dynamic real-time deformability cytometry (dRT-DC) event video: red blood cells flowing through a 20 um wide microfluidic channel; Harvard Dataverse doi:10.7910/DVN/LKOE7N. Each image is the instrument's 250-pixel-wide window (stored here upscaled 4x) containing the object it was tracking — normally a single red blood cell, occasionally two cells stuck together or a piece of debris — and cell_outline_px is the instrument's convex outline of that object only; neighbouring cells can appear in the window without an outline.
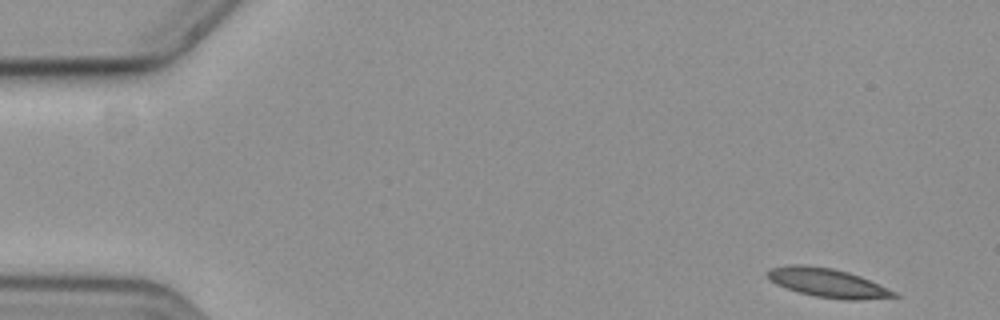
{"species": "common noctule bat (a hibernating species)", "species_latin": "Nyctalus noctula", "temperature_condition": "cold", "stored_images_in_passage": 55, "camera_frame_rate_fps": 3000, "um_per_image_px": 0.085, "animal": {"sex": "female", "body_mass_g": 19.3, "forearm_length_mm": 54.1}, "frame": {"image": 1, "passage_image": 1, "time_ms": 0.0, "image_size_px": [1000, 320], "cell_outline_px": [[900, 296], [860, 300], [844, 300], [816, 296], [800, 292], [776, 284], [768, 280], [764, 272], [772, 268], [788, 264], [804, 264], [832, 268], [848, 272], [860, 276], [896, 292]], "centroid_in_image_um": [70.3, 24.03], "position_along_channel_um": 14.7, "area_um2": 21.27}}
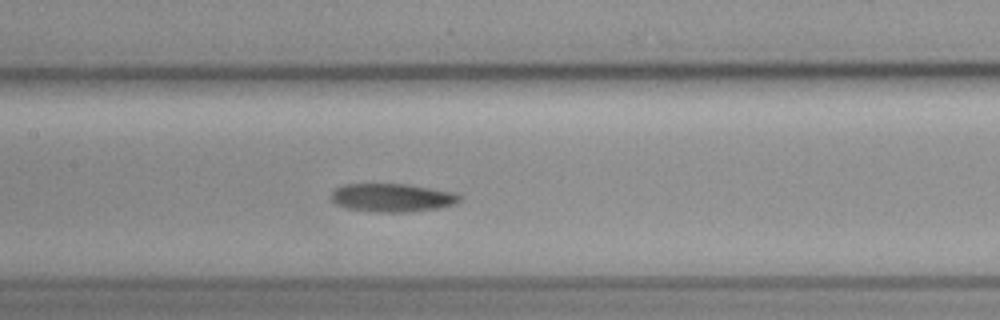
{"frame": {"image": 2, "passage_image": 25, "time_ms": 8.0, "image_size_px": [1000, 320], "cell_outline_px": [[460, 200], [456, 204], [440, 208], [400, 212], [376, 212], [344, 208], [336, 204], [328, 196], [336, 188], [344, 184], [408, 184], [456, 192], [460, 196]], "centroid_in_image_um": [33.32, 16.8], "position_along_channel_um": 174.1, "area_um2": 21.39}}
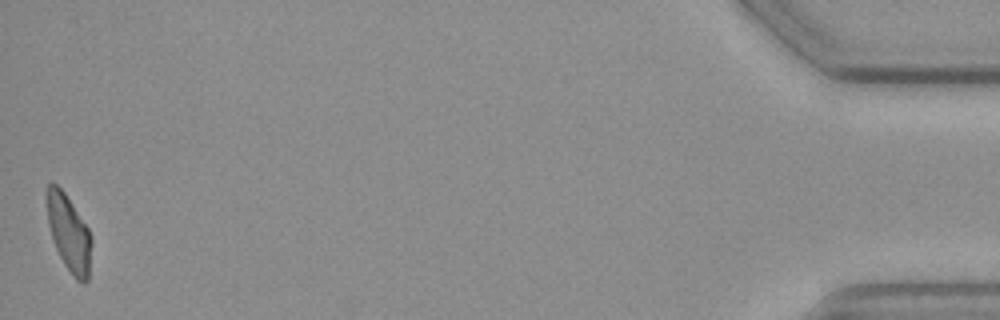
{"frame": {"image": 3, "passage_image": 55, "time_ms": 18.0, "image_size_px": [1000, 320], "cell_outline_px": [[92, 244], [88, 280], [84, 284], [76, 280], [72, 276], [64, 264], [52, 240], [48, 224], [44, 196], [44, 192], [48, 184], [56, 184], [64, 192], [88, 228], [92, 236]], "centroid_in_image_um": [5.83, 19.81], "position_along_channel_um": 429.4, "area_um2": 20.23}}